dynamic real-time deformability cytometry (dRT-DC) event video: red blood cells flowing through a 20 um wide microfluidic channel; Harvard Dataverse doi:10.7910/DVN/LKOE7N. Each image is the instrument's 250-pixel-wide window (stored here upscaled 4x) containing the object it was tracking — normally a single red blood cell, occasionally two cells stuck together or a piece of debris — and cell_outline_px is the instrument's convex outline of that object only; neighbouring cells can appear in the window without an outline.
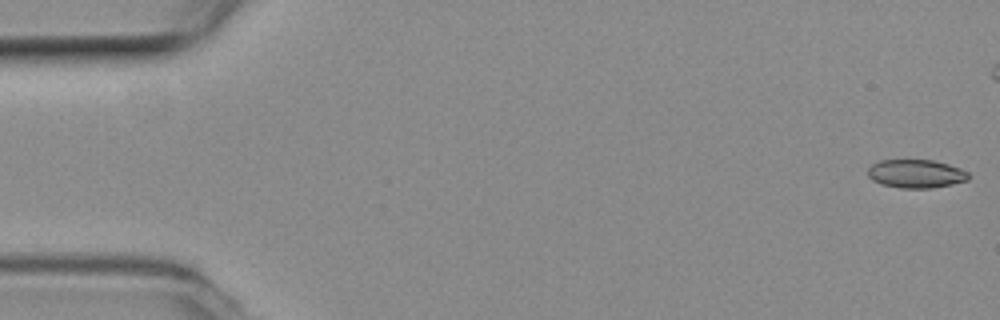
{"species": "common noctule bat (a hibernating species)", "species_latin": "Nyctalus noctula", "temperature_condition": "room temperature", "stored_images_in_passage": 45, "camera_frame_rate_fps": 3000, "um_per_image_px": 0.085, "animal": {"sex": "female", "body_mass_g": 19.3, "forearm_length_mm": 54.1}, "frame": {"image": 1, "passage_image": 1, "time_ms": 0.0, "image_size_px": [1000, 320], "cell_outline_px": [[968, 180], [932, 188], [900, 188], [884, 184], [872, 180], [868, 176], [868, 168], [872, 164], [880, 160], [932, 160], [948, 164], [960, 168], [968, 172]], "centroid_in_image_um": [77.84, 14.76], "position_along_channel_um": 7.2, "area_um2": 16.53}}
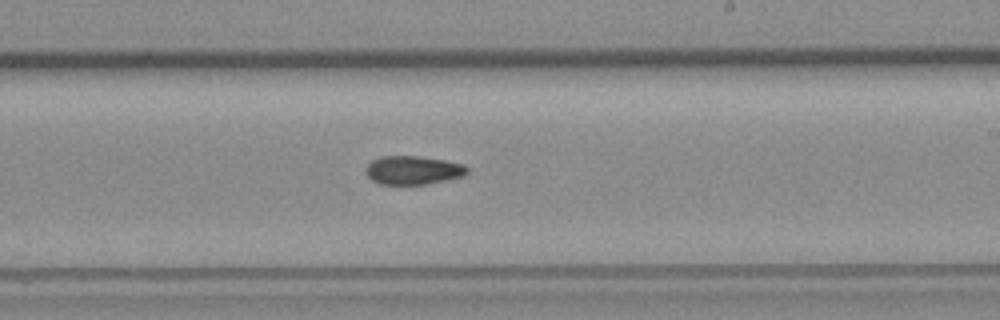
{"frame": {"image": 2, "passage_image": 31, "time_ms": 10.0, "image_size_px": [1000, 320], "cell_outline_px": [[468, 172], [464, 176], [424, 184], [380, 184], [372, 180], [364, 172], [364, 168], [372, 160], [380, 156], [420, 156], [444, 160], [464, 164], [468, 168]], "centroid_in_image_um": [35.08, 14.45], "position_along_channel_um": 253.9, "area_um2": 16.94}}
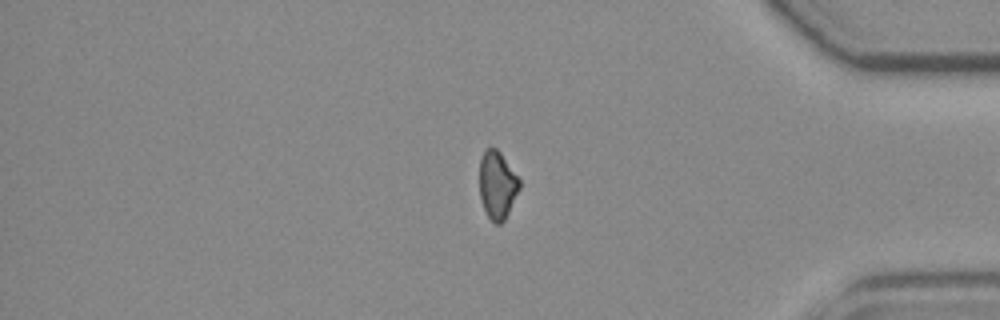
{"frame": {"image": 3, "passage_image": 44, "time_ms": 14.333, "image_size_px": [1000, 320], "cell_outline_px": [[520, 188], [504, 220], [500, 224], [496, 224], [488, 216], [484, 208], [480, 196], [480, 160], [484, 148], [492, 144], [500, 152], [520, 180]], "centroid_in_image_um": [42.26, 15.67], "position_along_channel_um": 392.9, "area_um2": 15.72}}